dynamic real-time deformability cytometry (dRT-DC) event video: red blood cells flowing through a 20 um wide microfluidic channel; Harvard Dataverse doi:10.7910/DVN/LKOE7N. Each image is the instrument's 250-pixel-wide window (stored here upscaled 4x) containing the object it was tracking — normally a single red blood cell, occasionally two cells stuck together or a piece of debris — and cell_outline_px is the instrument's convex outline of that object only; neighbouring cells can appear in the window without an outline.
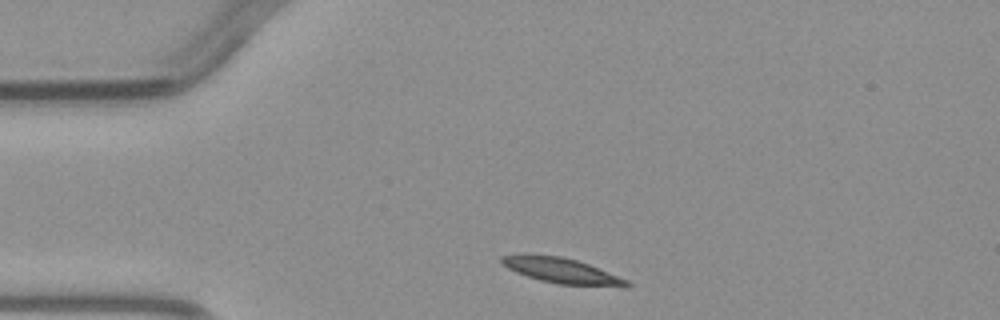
{"species": "common noctule bat (a hibernating species)", "species_latin": "Nyctalus noctula", "temperature_condition": "warm", "stored_images_in_passage": 3, "segment_of_instrument_passage": [1, 2], "camera_frame_rate_fps": 3000, "um_per_image_px": 0.085, "animal": {"sex": "male", "body_mass_g": 23.1, "forearm_length_mm": 52.7}, "frame": {"image": 1, "passage_image": 1, "time_ms": 0.0, "image_size_px": [1000, 320], "cell_outline_px": [[632, 284], [624, 288], [556, 284], [540, 280], [516, 272], [500, 264], [500, 256], [520, 252], [528, 252], [560, 256], [576, 260], [588, 264], [628, 280]], "centroid_in_image_um": [47.69, 22.99], "position_along_channel_um": 37.3, "area_um2": 19.19}}